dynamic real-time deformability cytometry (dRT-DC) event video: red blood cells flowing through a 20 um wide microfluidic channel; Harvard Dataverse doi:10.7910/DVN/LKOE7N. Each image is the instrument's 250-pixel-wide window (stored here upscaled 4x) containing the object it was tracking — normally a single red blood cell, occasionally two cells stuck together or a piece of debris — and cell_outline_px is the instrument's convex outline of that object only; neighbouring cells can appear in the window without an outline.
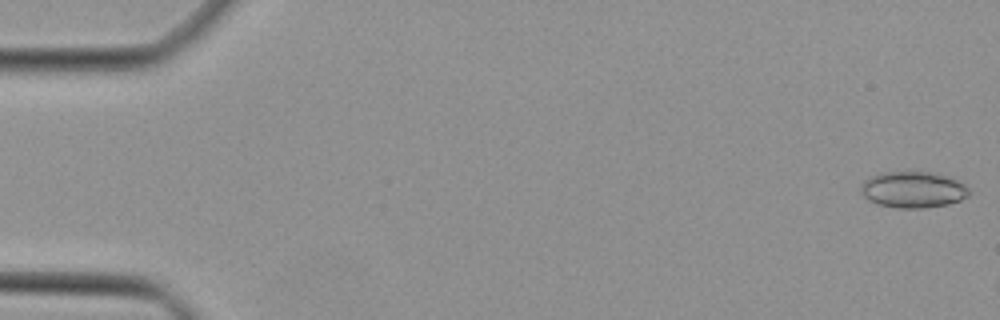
{"species": "Egyptian fruit bat (a non-hibernating species)", "species_latin": "Rousettus aegyptiacus", "temperature_condition": "cold", "stored_images_in_passage": 3, "camera_frame_rate_fps": 3000, "um_per_image_px": 0.085, "animal": {"sex": "female"}, "frame": {"image": 1, "passage_image": 1, "time_ms": 0.0, "image_size_px": [1000, 320], "cell_outline_px": [[968, 196], [960, 200], [948, 204], [924, 208], [896, 208], [880, 204], [868, 200], [860, 192], [860, 184], [864, 180], [880, 172], [936, 172], [960, 180], [968, 188]], "centroid_in_image_um": [77.61, 16.11], "position_along_channel_um": 7.4, "area_um2": 23.06}}